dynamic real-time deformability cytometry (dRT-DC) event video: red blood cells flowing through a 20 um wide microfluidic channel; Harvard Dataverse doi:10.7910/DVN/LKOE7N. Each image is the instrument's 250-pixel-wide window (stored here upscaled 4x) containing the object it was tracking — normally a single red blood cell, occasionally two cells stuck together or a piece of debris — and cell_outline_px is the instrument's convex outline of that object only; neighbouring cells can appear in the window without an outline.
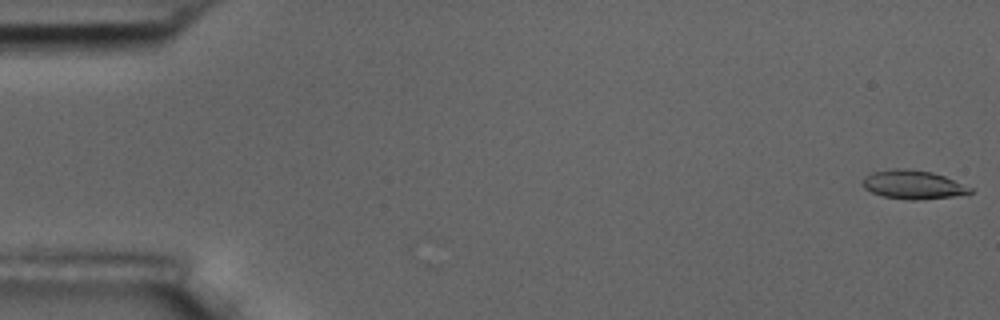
{"species": "common noctule bat (a hibernating species)", "species_latin": "Nyctalus noctula", "temperature_condition": "room temperature", "stored_images_in_passage": 6, "camera_frame_rate_fps": 3000, "um_per_image_px": 0.085, "animal": {"sex": "male", "body_mass_g": 17.5, "forearm_length_mm": 52.3}, "frame": {"image": 1, "passage_image": 1, "time_ms": 0.0, "image_size_px": [1000, 320], "cell_outline_px": [[972, 192], [952, 196], [916, 200], [908, 200], [884, 196], [872, 192], [864, 188], [860, 184], [864, 176], [872, 172], [892, 168], [904, 168], [932, 172], [944, 176], [972, 188]], "centroid_in_image_um": [77.54, 15.68], "position_along_channel_um": 7.5, "area_um2": 17.92}}
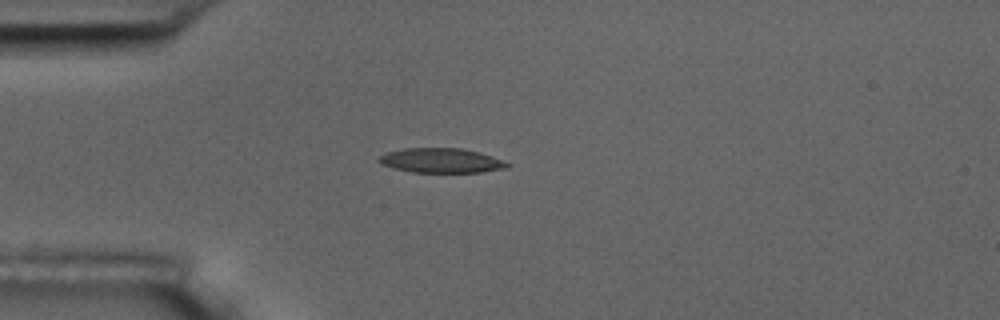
{"frame": {"image": 2, "passage_image": 5, "time_ms": 4.667, "image_size_px": [1000, 320], "cell_outline_px": [[512, 164], [508, 168], [480, 172], [412, 172], [392, 168], [380, 164], [376, 160], [380, 156], [388, 152], [404, 148], [460, 148], [480, 152], [492, 156]], "centroid_in_image_um": [37.5, 13.64], "position_along_channel_um": 47.5, "area_um2": 18.5}}